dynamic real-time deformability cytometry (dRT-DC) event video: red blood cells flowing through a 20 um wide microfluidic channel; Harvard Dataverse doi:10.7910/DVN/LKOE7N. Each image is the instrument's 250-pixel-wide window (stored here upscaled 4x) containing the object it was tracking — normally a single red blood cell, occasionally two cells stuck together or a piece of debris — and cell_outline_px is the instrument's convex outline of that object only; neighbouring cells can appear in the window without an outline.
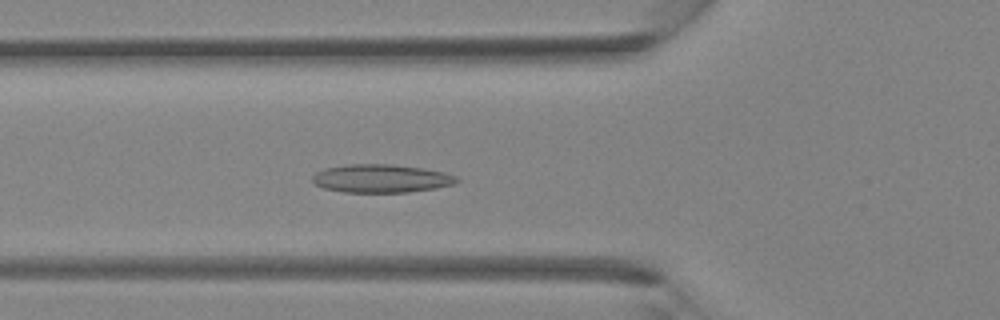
{"species": "Egyptian fruit bat (a non-hibernating species)", "species_latin": "Rousettus aegyptiacus", "temperature_condition": "room temperature", "stored_images_in_passage": 34, "camera_frame_rate_fps": 3000, "um_per_image_px": 0.085, "animal": {"sex": "female"}, "frame": {"image": 1, "passage_image": 9, "time_ms": 2.667, "image_size_px": [1000, 320], "cell_outline_px": [[460, 180], [452, 184], [436, 188], [408, 192], [344, 192], [324, 188], [316, 184], [312, 180], [312, 176], [316, 172], [324, 168], [348, 164], [392, 164], [424, 168], [444, 172], [456, 176]], "centroid_in_image_um": [32.4, 15.16], "position_along_channel_um": 93.4, "area_um2": 23.76}}
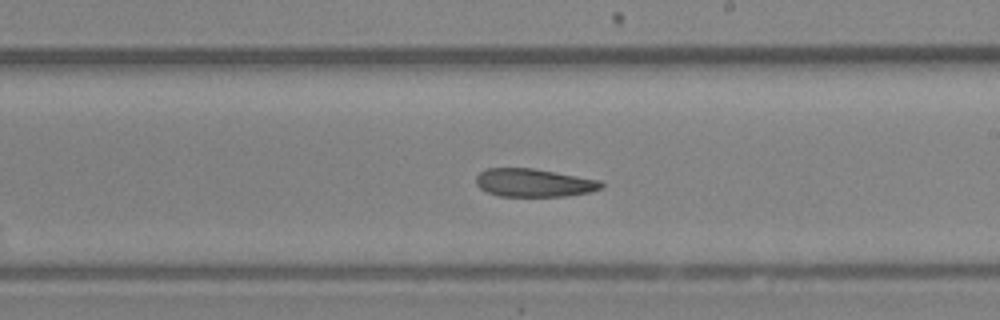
{"frame": {"image": 2, "passage_image": 18, "time_ms": 5.667, "image_size_px": [1000, 320], "cell_outline_px": [[604, 188], [588, 192], [564, 196], [500, 196], [488, 192], [480, 188], [476, 184], [476, 176], [480, 172], [488, 168], [532, 168], [556, 172], [600, 180], [604, 184]], "centroid_in_image_um": [45.39, 15.53], "position_along_channel_um": 243.6, "area_um2": 20.46}}
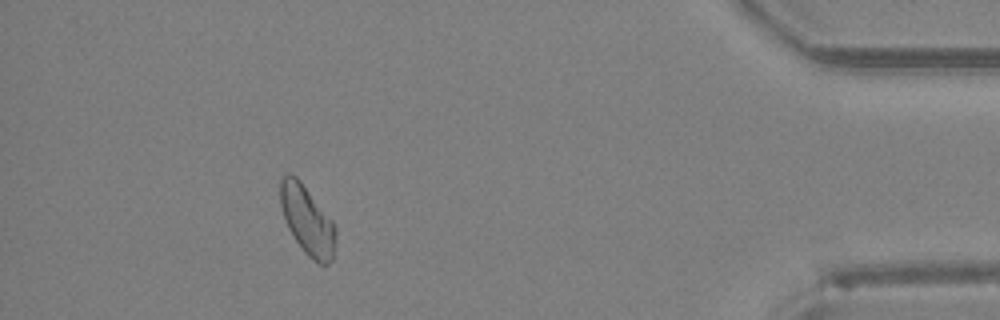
{"frame": {"image": 3, "passage_image": 31, "time_ms": 10.0, "image_size_px": [1000, 320], "cell_outline_px": [[336, 232], [332, 260], [328, 264], [320, 264], [312, 260], [304, 252], [288, 228], [284, 220], [280, 204], [280, 176], [288, 172], [296, 176], [300, 180], [332, 220], [336, 228]], "centroid_in_image_um": [26.09, 18.69], "position_along_channel_um": 409.1, "area_um2": 22.25}}